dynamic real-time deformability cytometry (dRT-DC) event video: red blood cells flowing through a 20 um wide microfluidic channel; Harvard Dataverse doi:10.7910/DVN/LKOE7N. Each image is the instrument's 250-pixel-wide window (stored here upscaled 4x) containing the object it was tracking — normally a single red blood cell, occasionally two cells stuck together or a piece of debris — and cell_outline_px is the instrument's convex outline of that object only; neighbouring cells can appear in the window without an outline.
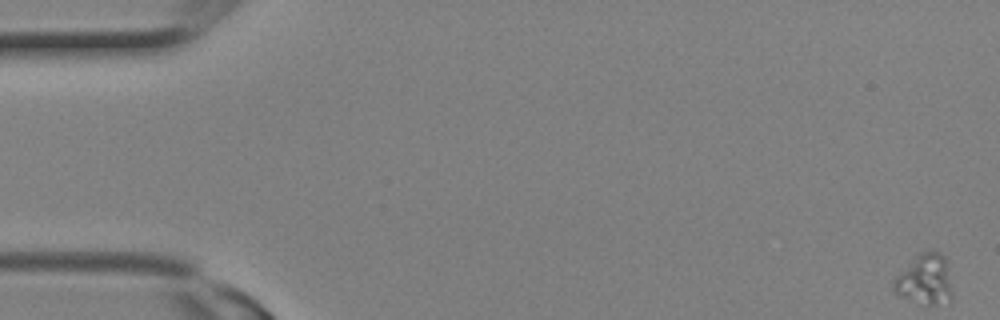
{"species": "Egyptian fruit bat (a non-hibernating species)", "species_latin": "Rousettus aegyptiacus", "temperature_condition": "room temperature", "stored_images_in_passage": 27, "camera_frame_rate_fps": 3000, "um_per_image_px": 0.085, "animal": {"sex": "female"}, "frame": {"image": 1, "passage_image": 1, "time_ms": 0.0, "image_size_px": [1000, 320], "cell_outline_px": [[952, 296], [936, 304], [928, 304], [900, 296], [892, 288], [892, 280], [920, 252], [932, 248], [940, 252], [944, 256], [952, 292]], "centroid_in_image_um": [78.59, 23.7], "position_along_channel_um": 6.4, "area_um2": 16.7}}
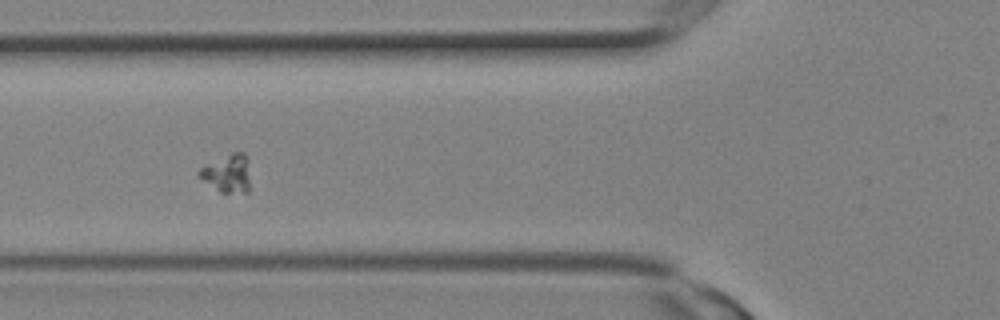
{"frame": {"image": 2, "passage_image": 11, "time_ms": 3.333, "image_size_px": [1000, 320], "cell_outline_px": [[248, 192], [220, 192], [196, 176], [196, 172], [200, 168], [232, 152], [244, 152], [248, 156]], "centroid_in_image_um": [19.3, 14.72], "position_along_channel_um": 106.5, "area_um2": 11.21}}
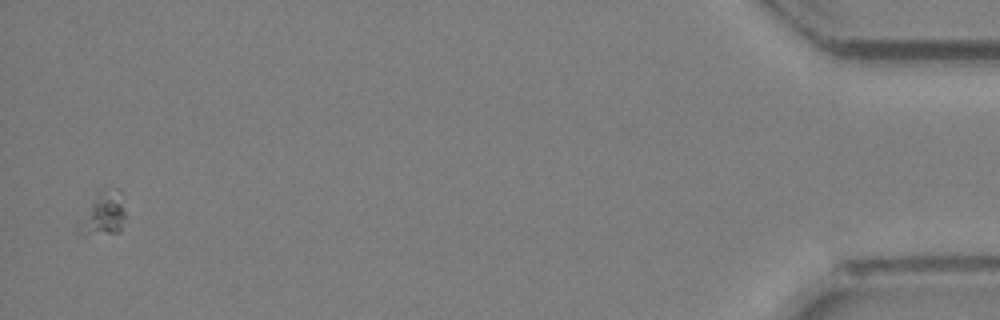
{"frame": {"image": 3, "passage_image": 27, "time_ms": 8.667, "image_size_px": [1000, 320], "cell_outline_px": [[128, 216], [120, 232], [84, 236], [76, 232], [76, 224], [100, 192], [104, 188], [116, 188], [120, 192]], "centroid_in_image_um": [8.82, 18.24], "position_along_channel_um": 426.4, "area_um2": 12.2}}